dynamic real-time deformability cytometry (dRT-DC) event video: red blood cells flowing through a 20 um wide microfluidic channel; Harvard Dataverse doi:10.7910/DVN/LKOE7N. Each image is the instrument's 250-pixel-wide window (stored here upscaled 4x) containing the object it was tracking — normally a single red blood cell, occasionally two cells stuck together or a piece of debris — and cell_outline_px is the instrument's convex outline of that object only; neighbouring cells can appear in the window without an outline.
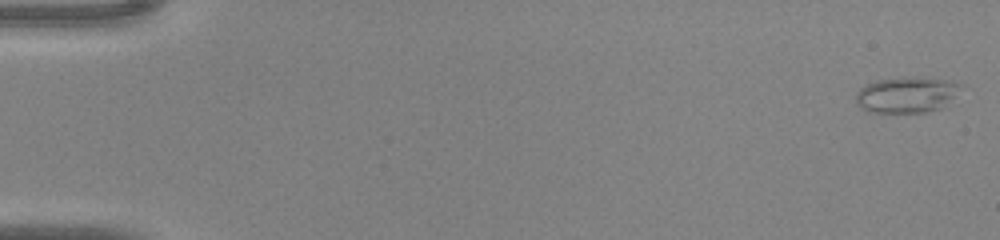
{"species": "common noctule bat (a hibernating species)", "species_latin": "Nyctalus noctula", "temperature_condition": "warm", "stored_images_in_passage": 44, "camera_frame_rate_fps": 3000, "um_per_image_px": 0.085, "animal": {"sex": "male", "body_mass_g": 20.0, "forearm_length_mm": 53.3}, "frame": {"image": 1, "passage_image": 1, "time_ms": 0.0, "image_size_px": [1000, 240], "cell_outline_px": [[960, 84], [952, 96], [940, 108], [928, 112], [868, 112], [860, 108], [856, 104], [856, 92], [864, 84], [876, 80], [900, 76], [928, 76], [952, 80]], "centroid_in_image_um": [76.97, 8.01], "position_along_channel_um": 8.0, "area_um2": 22.2}}
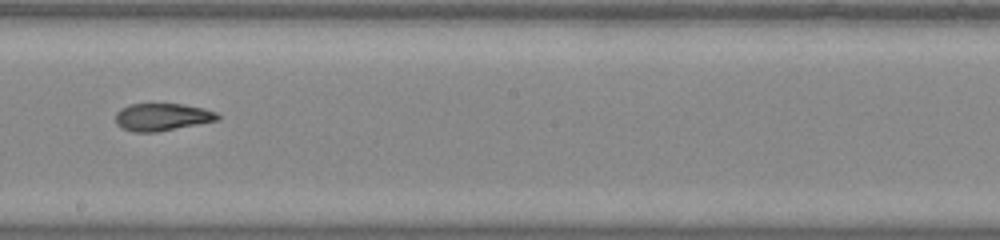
{"frame": {"image": 2, "passage_image": 26, "time_ms": 8.333, "image_size_px": [1000, 240], "cell_outline_px": [[220, 120], [156, 132], [132, 132], [120, 128], [116, 124], [116, 112], [120, 108], [128, 104], [180, 104], [204, 108], [216, 112], [220, 116]], "centroid_in_image_um": [13.76, 9.95], "position_along_channel_um": 234.4, "area_um2": 16.47}}
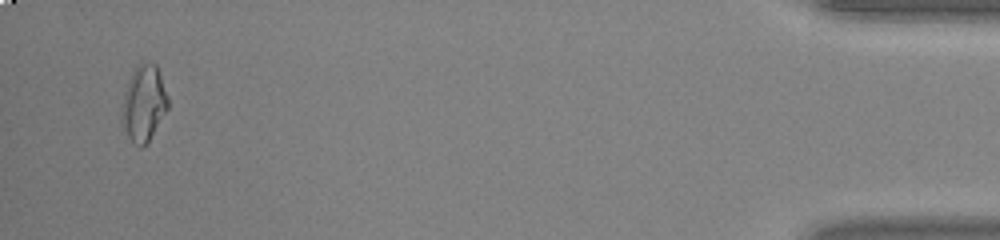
{"frame": {"image": 3, "passage_image": 43, "time_ms": 14.0, "image_size_px": [1000, 240], "cell_outline_px": [[168, 108], [148, 140], [140, 148], [128, 136], [120, 124], [120, 116], [124, 92], [128, 80], [136, 64], [156, 64], [168, 96]], "centroid_in_image_um": [12.18, 8.77], "position_along_channel_um": 423.0, "area_um2": 20.23}}